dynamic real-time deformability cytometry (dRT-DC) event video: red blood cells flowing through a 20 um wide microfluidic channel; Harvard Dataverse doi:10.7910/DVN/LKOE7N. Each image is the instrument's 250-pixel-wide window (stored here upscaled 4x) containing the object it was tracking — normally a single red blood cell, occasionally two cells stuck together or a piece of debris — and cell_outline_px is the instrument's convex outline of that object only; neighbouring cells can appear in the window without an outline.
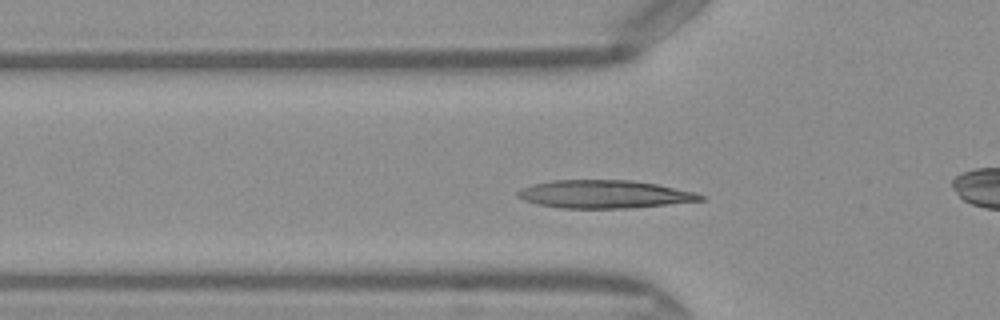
{"species": "Egyptian fruit bat (a non-hibernating species)", "species_latin": "Rousettus aegyptiacus", "temperature_condition": "warm", "stored_images_in_passage": 46, "camera_frame_rate_fps": 3000, "um_per_image_px": 0.085, "frame": {"image": 1, "passage_image": 12, "time_ms": 3.667, "image_size_px": [1000, 320], "cell_outline_px": [[708, 200], [632, 208], [560, 208], [540, 204], [524, 200], [516, 196], [516, 192], [520, 188], [532, 184], [552, 180], [632, 180], [656, 184], [696, 192], [704, 196]], "centroid_in_image_um": [51.39, 16.51], "position_along_channel_um": 74.4, "area_um2": 30.0}}
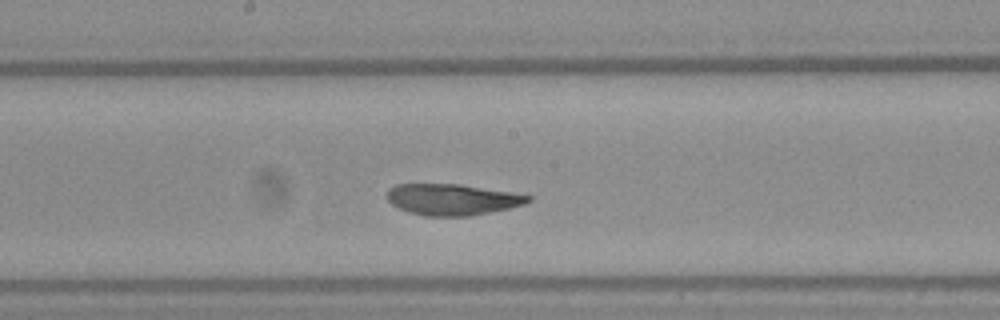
{"frame": {"image": 2, "passage_image": 22, "time_ms": 7.0, "image_size_px": [1000, 320], "cell_outline_px": [[532, 200], [524, 204], [508, 208], [468, 216], [424, 216], [408, 212], [392, 204], [388, 200], [388, 188], [396, 184], [460, 184], [532, 196]], "centroid_in_image_um": [38.41, 16.95], "position_along_channel_um": 209.8, "area_um2": 25.37}}
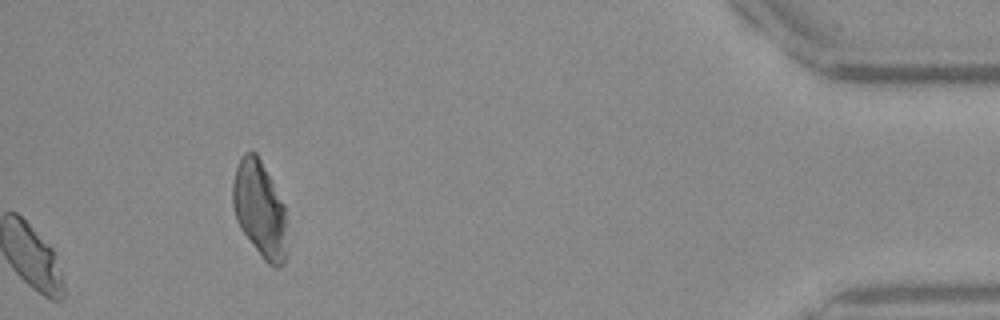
{"frame": {"image": 3, "passage_image": 46, "time_ms": 15.0, "image_size_px": [1000, 320], "cell_outline_px": [[288, 252], [284, 264], [280, 268], [276, 268], [268, 264], [264, 260], [240, 228], [236, 220], [232, 204], [232, 180], [240, 156], [244, 152], [256, 152], [284, 204], [288, 248]], "centroid_in_image_um": [22.08, 17.83], "position_along_channel_um": 413.1, "area_um2": 30.87}, "authors_computed_cell_mechanics": {"area_um2": 26.4435, "velocity_mm_per_s": 4.0305, "shape_relaxation_time_tau1_ms": 8.0505, "shape_relaxation_time_tau2_ms": null, "deformation_change_tau1": 0.2829, "deformation_change_tau2": null}}